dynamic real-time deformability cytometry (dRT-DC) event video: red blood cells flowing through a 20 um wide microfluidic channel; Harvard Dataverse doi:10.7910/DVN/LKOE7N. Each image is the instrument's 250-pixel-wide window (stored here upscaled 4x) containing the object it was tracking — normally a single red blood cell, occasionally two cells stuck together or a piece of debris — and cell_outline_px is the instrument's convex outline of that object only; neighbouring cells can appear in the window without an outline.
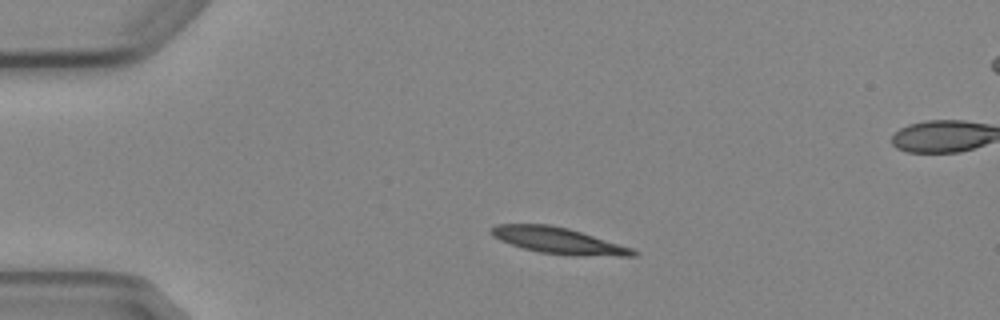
{"species": "Egyptian fruit bat (a non-hibernating species)", "species_latin": "Rousettus aegyptiacus", "temperature_condition": "cold", "stored_images_in_passage": 3, "camera_frame_rate_fps": 3000, "um_per_image_px": 0.085, "animal": {"sex": "female"}, "frame": {"image": 1, "passage_image": 1, "time_ms": 0.0, "image_size_px": [1000, 320], "cell_outline_px": [[640, 252], [636, 256], [572, 256], [540, 252], [524, 248], [500, 240], [492, 236], [492, 228], [496, 224], [548, 224], [568, 228], [632, 248]], "centroid_in_image_um": [47.5, 20.46], "position_along_channel_um": 37.5, "area_um2": 21.56}}